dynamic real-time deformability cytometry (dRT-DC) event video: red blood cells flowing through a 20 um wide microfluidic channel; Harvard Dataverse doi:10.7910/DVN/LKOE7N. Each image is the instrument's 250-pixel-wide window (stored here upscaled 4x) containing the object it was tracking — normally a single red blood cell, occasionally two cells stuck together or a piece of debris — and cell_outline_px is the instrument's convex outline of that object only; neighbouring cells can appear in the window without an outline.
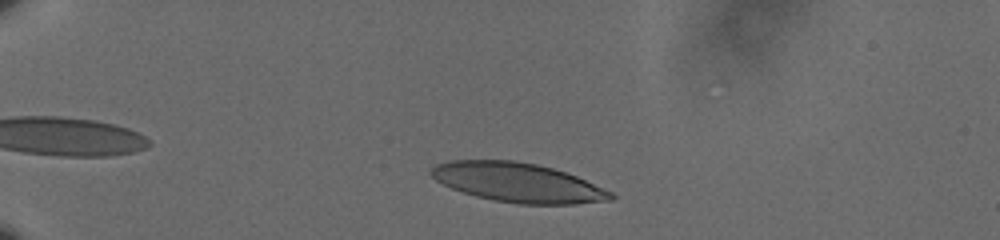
{"species": "human", "species_latin": "Homo sapiens", "temperature_condition": "cold", "stored_images_in_passage": 45, "camera_frame_rate_fps": 3000, "um_per_image_px": 0.085, "donor": {"sex": "male"}, "frame": {"image": 1, "passage_image": 6, "time_ms": 1.667, "image_size_px": [1000, 240], "cell_outline_px": [[616, 196], [612, 200], [572, 204], [520, 204], [496, 200], [476, 196], [452, 188], [436, 180], [428, 172], [436, 164], [448, 160], [512, 160], [536, 164], [552, 168], [576, 176], [612, 192]], "centroid_in_image_um": [44.0, 15.51], "position_along_channel_um": 41.0, "area_um2": 40.81}}
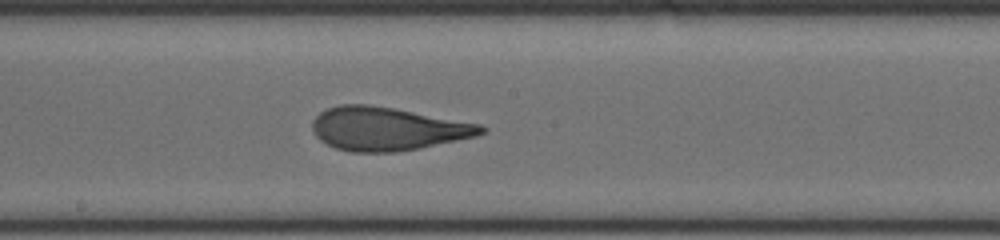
{"frame": {"image": 2, "passage_image": 26, "time_ms": 8.333, "image_size_px": [1000, 240], "cell_outline_px": [[488, 128], [484, 132], [476, 136], [420, 148], [396, 152], [352, 152], [336, 148], [320, 140], [316, 136], [312, 128], [312, 120], [320, 112], [328, 108], [340, 104], [368, 104], [392, 108], [480, 124]], "centroid_in_image_um": [32.9, 10.95], "position_along_channel_um": 215.3, "area_um2": 42.37}}
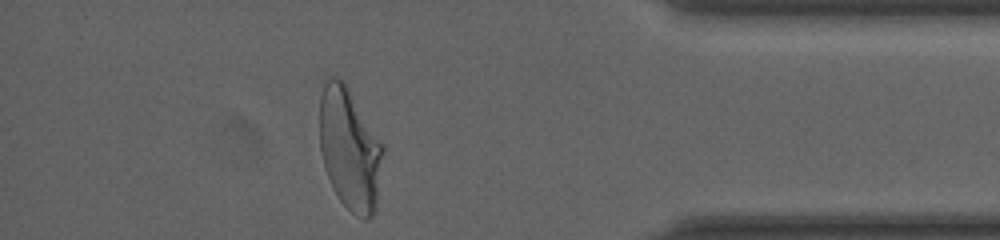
{"frame": {"image": 3, "passage_image": 44, "time_ms": 14.333, "image_size_px": [1000, 240], "cell_outline_px": [[384, 152], [376, 208], [372, 216], [368, 220], [364, 220], [356, 216], [340, 200], [332, 188], [324, 164], [320, 148], [320, 96], [324, 84], [332, 76], [344, 80], [384, 144]], "centroid_in_image_um": [29.75, 12.67], "position_along_channel_um": 405.4, "area_um2": 45.37}, "authors_computed_cell_mechanics": {"area_um2": 42.3674, "velocity_mm_per_s": 3.5877, "shape_relaxation_time_tau1_ms": 5.6085, "shape_relaxation_time_tau2_ms": 1.0033, "deformation_change_tau1": 0.2164, "deformation_change_tau2": 0.0961}}